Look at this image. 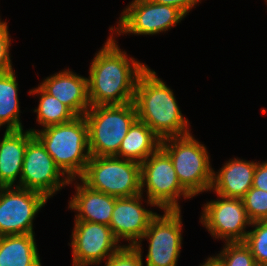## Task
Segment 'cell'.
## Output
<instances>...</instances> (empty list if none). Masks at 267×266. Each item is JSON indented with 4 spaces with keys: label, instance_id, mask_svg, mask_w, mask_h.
Segmentation results:
<instances>
[{
    "label": "cell",
    "instance_id": "obj_1",
    "mask_svg": "<svg viewBox=\"0 0 267 266\" xmlns=\"http://www.w3.org/2000/svg\"><path fill=\"white\" fill-rule=\"evenodd\" d=\"M115 39V34H110L91 61L88 77L91 106L134 102L139 76L148 68V65L128 57Z\"/></svg>",
    "mask_w": 267,
    "mask_h": 266
},
{
    "label": "cell",
    "instance_id": "obj_2",
    "mask_svg": "<svg viewBox=\"0 0 267 266\" xmlns=\"http://www.w3.org/2000/svg\"><path fill=\"white\" fill-rule=\"evenodd\" d=\"M134 104L138 120L161 140L191 133L189 120L183 116L173 90L149 67L139 76Z\"/></svg>",
    "mask_w": 267,
    "mask_h": 266
},
{
    "label": "cell",
    "instance_id": "obj_3",
    "mask_svg": "<svg viewBox=\"0 0 267 266\" xmlns=\"http://www.w3.org/2000/svg\"><path fill=\"white\" fill-rule=\"evenodd\" d=\"M29 130L69 179H78L83 174L90 159L88 127L84 116H76L68 123Z\"/></svg>",
    "mask_w": 267,
    "mask_h": 266
},
{
    "label": "cell",
    "instance_id": "obj_4",
    "mask_svg": "<svg viewBox=\"0 0 267 266\" xmlns=\"http://www.w3.org/2000/svg\"><path fill=\"white\" fill-rule=\"evenodd\" d=\"M192 133L161 140V148L169 155L181 186L192 196L211 191L212 165L207 148Z\"/></svg>",
    "mask_w": 267,
    "mask_h": 266
},
{
    "label": "cell",
    "instance_id": "obj_5",
    "mask_svg": "<svg viewBox=\"0 0 267 266\" xmlns=\"http://www.w3.org/2000/svg\"><path fill=\"white\" fill-rule=\"evenodd\" d=\"M84 117L90 156H116L122 140L138 119L134 102L91 106Z\"/></svg>",
    "mask_w": 267,
    "mask_h": 266
},
{
    "label": "cell",
    "instance_id": "obj_6",
    "mask_svg": "<svg viewBox=\"0 0 267 266\" xmlns=\"http://www.w3.org/2000/svg\"><path fill=\"white\" fill-rule=\"evenodd\" d=\"M80 182L116 198L141 194L140 164L115 156H90Z\"/></svg>",
    "mask_w": 267,
    "mask_h": 266
},
{
    "label": "cell",
    "instance_id": "obj_7",
    "mask_svg": "<svg viewBox=\"0 0 267 266\" xmlns=\"http://www.w3.org/2000/svg\"><path fill=\"white\" fill-rule=\"evenodd\" d=\"M141 194L146 191L148 206L181 210L178 200L193 198L180 184L169 155L159 147L140 164ZM146 187V188H144Z\"/></svg>",
    "mask_w": 267,
    "mask_h": 266
},
{
    "label": "cell",
    "instance_id": "obj_8",
    "mask_svg": "<svg viewBox=\"0 0 267 266\" xmlns=\"http://www.w3.org/2000/svg\"><path fill=\"white\" fill-rule=\"evenodd\" d=\"M111 34L156 35L168 31L186 17L179 9L151 0H132L123 10Z\"/></svg>",
    "mask_w": 267,
    "mask_h": 266
},
{
    "label": "cell",
    "instance_id": "obj_9",
    "mask_svg": "<svg viewBox=\"0 0 267 266\" xmlns=\"http://www.w3.org/2000/svg\"><path fill=\"white\" fill-rule=\"evenodd\" d=\"M156 214L138 243L148 240L145 266H177L182 248L181 210H163Z\"/></svg>",
    "mask_w": 267,
    "mask_h": 266
},
{
    "label": "cell",
    "instance_id": "obj_10",
    "mask_svg": "<svg viewBox=\"0 0 267 266\" xmlns=\"http://www.w3.org/2000/svg\"><path fill=\"white\" fill-rule=\"evenodd\" d=\"M72 183H74L72 179L61 171L44 145L34 135L27 143L21 179L17 187L41 193L49 199L62 187Z\"/></svg>",
    "mask_w": 267,
    "mask_h": 266
},
{
    "label": "cell",
    "instance_id": "obj_11",
    "mask_svg": "<svg viewBox=\"0 0 267 266\" xmlns=\"http://www.w3.org/2000/svg\"><path fill=\"white\" fill-rule=\"evenodd\" d=\"M216 200L203 204L200 223L215 239L225 243L244 242L248 228L252 225L242 199L216 195Z\"/></svg>",
    "mask_w": 267,
    "mask_h": 266
},
{
    "label": "cell",
    "instance_id": "obj_12",
    "mask_svg": "<svg viewBox=\"0 0 267 266\" xmlns=\"http://www.w3.org/2000/svg\"><path fill=\"white\" fill-rule=\"evenodd\" d=\"M47 201L41 193L17 186L0 191V236L35 234L33 220Z\"/></svg>",
    "mask_w": 267,
    "mask_h": 266
},
{
    "label": "cell",
    "instance_id": "obj_13",
    "mask_svg": "<svg viewBox=\"0 0 267 266\" xmlns=\"http://www.w3.org/2000/svg\"><path fill=\"white\" fill-rule=\"evenodd\" d=\"M70 238L72 266L101 264L123 246L109 226L87 221L74 220Z\"/></svg>",
    "mask_w": 267,
    "mask_h": 266
},
{
    "label": "cell",
    "instance_id": "obj_14",
    "mask_svg": "<svg viewBox=\"0 0 267 266\" xmlns=\"http://www.w3.org/2000/svg\"><path fill=\"white\" fill-rule=\"evenodd\" d=\"M144 195L117 198L112 212L110 229L120 242L124 239L128 246H135L148 229L152 218L157 214L142 204Z\"/></svg>",
    "mask_w": 267,
    "mask_h": 266
},
{
    "label": "cell",
    "instance_id": "obj_15",
    "mask_svg": "<svg viewBox=\"0 0 267 266\" xmlns=\"http://www.w3.org/2000/svg\"><path fill=\"white\" fill-rule=\"evenodd\" d=\"M39 86L65 104L76 116H84L91 107L88 77H83L69 68L44 78Z\"/></svg>",
    "mask_w": 267,
    "mask_h": 266
},
{
    "label": "cell",
    "instance_id": "obj_16",
    "mask_svg": "<svg viewBox=\"0 0 267 266\" xmlns=\"http://www.w3.org/2000/svg\"><path fill=\"white\" fill-rule=\"evenodd\" d=\"M257 161L233 158L213 171L211 190L225 198L242 199L253 184Z\"/></svg>",
    "mask_w": 267,
    "mask_h": 266
},
{
    "label": "cell",
    "instance_id": "obj_17",
    "mask_svg": "<svg viewBox=\"0 0 267 266\" xmlns=\"http://www.w3.org/2000/svg\"><path fill=\"white\" fill-rule=\"evenodd\" d=\"M72 179L75 193L69 200L68 209L77 214L74 220L87 221L109 226L116 197L90 189L82 182ZM78 181V183H77Z\"/></svg>",
    "mask_w": 267,
    "mask_h": 266
},
{
    "label": "cell",
    "instance_id": "obj_18",
    "mask_svg": "<svg viewBox=\"0 0 267 266\" xmlns=\"http://www.w3.org/2000/svg\"><path fill=\"white\" fill-rule=\"evenodd\" d=\"M33 136L29 129L5 130L0 140V174L9 187L20 183L25 150Z\"/></svg>",
    "mask_w": 267,
    "mask_h": 266
},
{
    "label": "cell",
    "instance_id": "obj_19",
    "mask_svg": "<svg viewBox=\"0 0 267 266\" xmlns=\"http://www.w3.org/2000/svg\"><path fill=\"white\" fill-rule=\"evenodd\" d=\"M161 146V139L140 120H136L121 142L115 157L141 164Z\"/></svg>",
    "mask_w": 267,
    "mask_h": 266
},
{
    "label": "cell",
    "instance_id": "obj_20",
    "mask_svg": "<svg viewBox=\"0 0 267 266\" xmlns=\"http://www.w3.org/2000/svg\"><path fill=\"white\" fill-rule=\"evenodd\" d=\"M35 234L0 236V266H42Z\"/></svg>",
    "mask_w": 267,
    "mask_h": 266
},
{
    "label": "cell",
    "instance_id": "obj_21",
    "mask_svg": "<svg viewBox=\"0 0 267 266\" xmlns=\"http://www.w3.org/2000/svg\"><path fill=\"white\" fill-rule=\"evenodd\" d=\"M15 70H7L0 74V128L6 130H22L20 121V103L18 98V82Z\"/></svg>",
    "mask_w": 267,
    "mask_h": 266
},
{
    "label": "cell",
    "instance_id": "obj_22",
    "mask_svg": "<svg viewBox=\"0 0 267 266\" xmlns=\"http://www.w3.org/2000/svg\"><path fill=\"white\" fill-rule=\"evenodd\" d=\"M30 95L39 96L36 113L37 123L43 128L72 121L76 115L57 98L46 93L39 85L29 91Z\"/></svg>",
    "mask_w": 267,
    "mask_h": 266
},
{
    "label": "cell",
    "instance_id": "obj_23",
    "mask_svg": "<svg viewBox=\"0 0 267 266\" xmlns=\"http://www.w3.org/2000/svg\"><path fill=\"white\" fill-rule=\"evenodd\" d=\"M221 266H256L250 249L244 242L224 243L219 254L213 256Z\"/></svg>",
    "mask_w": 267,
    "mask_h": 266
},
{
    "label": "cell",
    "instance_id": "obj_24",
    "mask_svg": "<svg viewBox=\"0 0 267 266\" xmlns=\"http://www.w3.org/2000/svg\"><path fill=\"white\" fill-rule=\"evenodd\" d=\"M244 244L250 249L257 264L267 265V220L252 222Z\"/></svg>",
    "mask_w": 267,
    "mask_h": 266
},
{
    "label": "cell",
    "instance_id": "obj_25",
    "mask_svg": "<svg viewBox=\"0 0 267 266\" xmlns=\"http://www.w3.org/2000/svg\"><path fill=\"white\" fill-rule=\"evenodd\" d=\"M242 201L252 222L267 220V191L251 187Z\"/></svg>",
    "mask_w": 267,
    "mask_h": 266
},
{
    "label": "cell",
    "instance_id": "obj_26",
    "mask_svg": "<svg viewBox=\"0 0 267 266\" xmlns=\"http://www.w3.org/2000/svg\"><path fill=\"white\" fill-rule=\"evenodd\" d=\"M142 243L124 245L106 261L104 266H143Z\"/></svg>",
    "mask_w": 267,
    "mask_h": 266
},
{
    "label": "cell",
    "instance_id": "obj_27",
    "mask_svg": "<svg viewBox=\"0 0 267 266\" xmlns=\"http://www.w3.org/2000/svg\"><path fill=\"white\" fill-rule=\"evenodd\" d=\"M7 27L2 33H0V65L7 71L13 69L10 46H11V37Z\"/></svg>",
    "mask_w": 267,
    "mask_h": 266
},
{
    "label": "cell",
    "instance_id": "obj_28",
    "mask_svg": "<svg viewBox=\"0 0 267 266\" xmlns=\"http://www.w3.org/2000/svg\"><path fill=\"white\" fill-rule=\"evenodd\" d=\"M252 187L267 191V160L257 162Z\"/></svg>",
    "mask_w": 267,
    "mask_h": 266
},
{
    "label": "cell",
    "instance_id": "obj_29",
    "mask_svg": "<svg viewBox=\"0 0 267 266\" xmlns=\"http://www.w3.org/2000/svg\"><path fill=\"white\" fill-rule=\"evenodd\" d=\"M157 4L170 5L179 9L185 16L195 7L201 0H151Z\"/></svg>",
    "mask_w": 267,
    "mask_h": 266
},
{
    "label": "cell",
    "instance_id": "obj_30",
    "mask_svg": "<svg viewBox=\"0 0 267 266\" xmlns=\"http://www.w3.org/2000/svg\"><path fill=\"white\" fill-rule=\"evenodd\" d=\"M205 260H206V261H204L203 264L200 263L199 266H221V265L217 262V260H216L214 257H212V256L208 257V258L205 259Z\"/></svg>",
    "mask_w": 267,
    "mask_h": 266
},
{
    "label": "cell",
    "instance_id": "obj_31",
    "mask_svg": "<svg viewBox=\"0 0 267 266\" xmlns=\"http://www.w3.org/2000/svg\"><path fill=\"white\" fill-rule=\"evenodd\" d=\"M1 19H2V18H1V16H0V33H2V32L8 27L7 22L2 21Z\"/></svg>",
    "mask_w": 267,
    "mask_h": 266
},
{
    "label": "cell",
    "instance_id": "obj_32",
    "mask_svg": "<svg viewBox=\"0 0 267 266\" xmlns=\"http://www.w3.org/2000/svg\"><path fill=\"white\" fill-rule=\"evenodd\" d=\"M9 186L4 182L3 178L1 177L0 174V191H2L3 189L8 188Z\"/></svg>",
    "mask_w": 267,
    "mask_h": 266
},
{
    "label": "cell",
    "instance_id": "obj_33",
    "mask_svg": "<svg viewBox=\"0 0 267 266\" xmlns=\"http://www.w3.org/2000/svg\"><path fill=\"white\" fill-rule=\"evenodd\" d=\"M4 71L6 70L0 65V74H2Z\"/></svg>",
    "mask_w": 267,
    "mask_h": 266
}]
</instances>
